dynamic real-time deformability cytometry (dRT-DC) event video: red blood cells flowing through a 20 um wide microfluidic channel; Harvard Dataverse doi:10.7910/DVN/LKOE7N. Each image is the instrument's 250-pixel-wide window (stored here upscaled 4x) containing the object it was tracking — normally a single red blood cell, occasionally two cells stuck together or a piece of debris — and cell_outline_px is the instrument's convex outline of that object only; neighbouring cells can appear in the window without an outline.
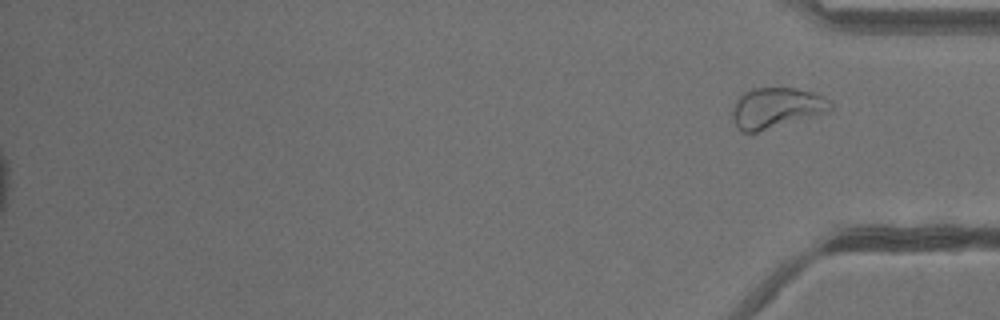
{"species": "common noctule bat (a hibernating species)", "species_latin": "Nyctalus noctula", "temperature_condition": "warm", "stored_images_in_passage": 30, "segment_of_instrument_passage": [2, 2], "camera_frame_rate_fps": 3000, "um_per_image_px": 0.085, "animal": {"sex": "male", "body_mass_g": 13.3}, "frame": {"image": 1, "passage_image": 30, "time_ms": 9.667, "image_size_px": [1000, 320], "cell_outline_px": [[832, 108], [828, 112], [756, 132], [740, 132], [736, 128], [732, 116], [732, 112], [736, 100], [744, 92], [752, 88], [796, 88], [812, 92], [824, 96], [832, 104]], "centroid_in_image_um": [65.97, 9.17], "position_along_channel_um": 369.2, "area_um2": 23.06}}